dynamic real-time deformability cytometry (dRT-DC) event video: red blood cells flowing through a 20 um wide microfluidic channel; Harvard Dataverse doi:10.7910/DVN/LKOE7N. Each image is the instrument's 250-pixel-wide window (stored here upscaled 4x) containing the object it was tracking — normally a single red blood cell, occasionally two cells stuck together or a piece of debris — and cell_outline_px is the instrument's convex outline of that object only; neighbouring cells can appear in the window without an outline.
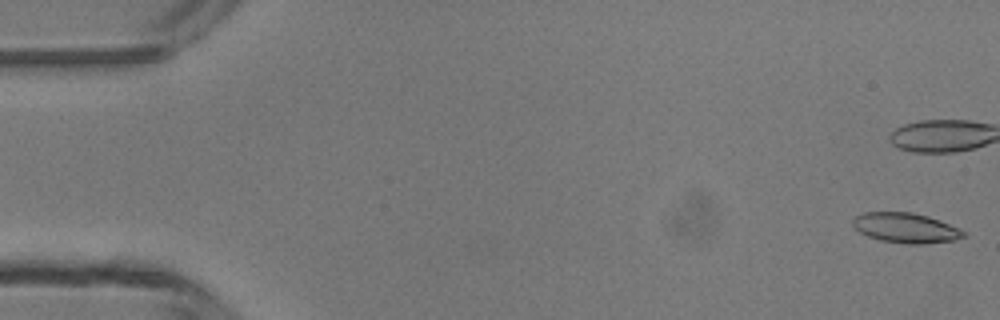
{"species": "common noctule bat (a hibernating species)", "species_latin": "Nyctalus noctula", "temperature_condition": "room temperature", "stored_images_in_passage": 6, "camera_frame_rate_fps": 3000, "um_per_image_px": 0.085, "animal": {"sex": "male", "body_mass_g": 13.3}, "frame": {"image": 1, "passage_image": 1, "time_ms": 0.0, "image_size_px": [1000, 320], "cell_outline_px": [[964, 236], [952, 240], [920, 244], [908, 244], [880, 240], [868, 236], [860, 232], [852, 224], [852, 220], [856, 216], [864, 212], [912, 212], [928, 216], [940, 220], [960, 228], [964, 232]], "centroid_in_image_um": [76.97, 19.36], "position_along_channel_um": 8.0, "area_um2": 19.19}}